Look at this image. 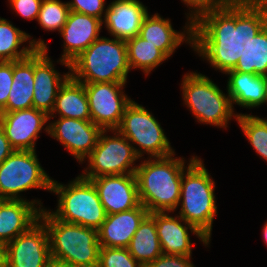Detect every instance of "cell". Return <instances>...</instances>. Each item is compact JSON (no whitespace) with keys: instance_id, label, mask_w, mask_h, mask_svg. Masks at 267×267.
<instances>
[{"instance_id":"1","label":"cell","mask_w":267,"mask_h":267,"mask_svg":"<svg viewBox=\"0 0 267 267\" xmlns=\"http://www.w3.org/2000/svg\"><path fill=\"white\" fill-rule=\"evenodd\" d=\"M267 25V9L260 3L235 9H212L193 21L192 48L212 68L233 70L250 40Z\"/></svg>"},{"instance_id":"2","label":"cell","mask_w":267,"mask_h":267,"mask_svg":"<svg viewBox=\"0 0 267 267\" xmlns=\"http://www.w3.org/2000/svg\"><path fill=\"white\" fill-rule=\"evenodd\" d=\"M174 155L154 158L148 156L136 168L139 201L149 214L177 211L182 174L197 156H192L187 163L184 158Z\"/></svg>"},{"instance_id":"3","label":"cell","mask_w":267,"mask_h":267,"mask_svg":"<svg viewBox=\"0 0 267 267\" xmlns=\"http://www.w3.org/2000/svg\"><path fill=\"white\" fill-rule=\"evenodd\" d=\"M39 220L47 229L52 259L73 267H98V230L60 221L46 208L41 210Z\"/></svg>"},{"instance_id":"4","label":"cell","mask_w":267,"mask_h":267,"mask_svg":"<svg viewBox=\"0 0 267 267\" xmlns=\"http://www.w3.org/2000/svg\"><path fill=\"white\" fill-rule=\"evenodd\" d=\"M126 40L99 37L70 63V75L80 83L127 82L130 72Z\"/></svg>"},{"instance_id":"5","label":"cell","mask_w":267,"mask_h":267,"mask_svg":"<svg viewBox=\"0 0 267 267\" xmlns=\"http://www.w3.org/2000/svg\"><path fill=\"white\" fill-rule=\"evenodd\" d=\"M203 162L197 157L182 174L178 214L210 241L218 209L214 193L216 184Z\"/></svg>"},{"instance_id":"6","label":"cell","mask_w":267,"mask_h":267,"mask_svg":"<svg viewBox=\"0 0 267 267\" xmlns=\"http://www.w3.org/2000/svg\"><path fill=\"white\" fill-rule=\"evenodd\" d=\"M57 194V209L50 213L60 221L98 230L107 213L90 179L81 174L68 184L52 179L51 193Z\"/></svg>"},{"instance_id":"7","label":"cell","mask_w":267,"mask_h":267,"mask_svg":"<svg viewBox=\"0 0 267 267\" xmlns=\"http://www.w3.org/2000/svg\"><path fill=\"white\" fill-rule=\"evenodd\" d=\"M180 88L183 104L200 124L226 129L232 117L237 119L239 114L234 113L229 94L223 93L208 76L200 72H188L183 76Z\"/></svg>"},{"instance_id":"8","label":"cell","mask_w":267,"mask_h":267,"mask_svg":"<svg viewBox=\"0 0 267 267\" xmlns=\"http://www.w3.org/2000/svg\"><path fill=\"white\" fill-rule=\"evenodd\" d=\"M117 130L135 146L134 150L140 158L144 154L150 158L175 154L161 124L150 111L133 100L126 106Z\"/></svg>"},{"instance_id":"9","label":"cell","mask_w":267,"mask_h":267,"mask_svg":"<svg viewBox=\"0 0 267 267\" xmlns=\"http://www.w3.org/2000/svg\"><path fill=\"white\" fill-rule=\"evenodd\" d=\"M52 177L41 166L36 151L14 150L0 164V200H27L21 192H51Z\"/></svg>"},{"instance_id":"10","label":"cell","mask_w":267,"mask_h":267,"mask_svg":"<svg viewBox=\"0 0 267 267\" xmlns=\"http://www.w3.org/2000/svg\"><path fill=\"white\" fill-rule=\"evenodd\" d=\"M112 132L114 135H106ZM89 164L82 172L86 179L105 175L135 174L141 159L135 152L133 145L117 130H102L96 147L86 158ZM134 165V166H133Z\"/></svg>"},{"instance_id":"11","label":"cell","mask_w":267,"mask_h":267,"mask_svg":"<svg viewBox=\"0 0 267 267\" xmlns=\"http://www.w3.org/2000/svg\"><path fill=\"white\" fill-rule=\"evenodd\" d=\"M127 82L83 83L91 121L102 130L117 129L126 106L132 101L123 92Z\"/></svg>"},{"instance_id":"12","label":"cell","mask_w":267,"mask_h":267,"mask_svg":"<svg viewBox=\"0 0 267 267\" xmlns=\"http://www.w3.org/2000/svg\"><path fill=\"white\" fill-rule=\"evenodd\" d=\"M48 122L50 120L46 112L30 108L1 112L0 126L14 150L36 151L35 144L42 129L49 134Z\"/></svg>"},{"instance_id":"13","label":"cell","mask_w":267,"mask_h":267,"mask_svg":"<svg viewBox=\"0 0 267 267\" xmlns=\"http://www.w3.org/2000/svg\"><path fill=\"white\" fill-rule=\"evenodd\" d=\"M101 131L91 120L58 117L49 122V135L81 164L96 147Z\"/></svg>"},{"instance_id":"14","label":"cell","mask_w":267,"mask_h":267,"mask_svg":"<svg viewBox=\"0 0 267 267\" xmlns=\"http://www.w3.org/2000/svg\"><path fill=\"white\" fill-rule=\"evenodd\" d=\"M8 267H45L51 259L49 237L39 220L25 233L6 244Z\"/></svg>"},{"instance_id":"15","label":"cell","mask_w":267,"mask_h":267,"mask_svg":"<svg viewBox=\"0 0 267 267\" xmlns=\"http://www.w3.org/2000/svg\"><path fill=\"white\" fill-rule=\"evenodd\" d=\"M170 212H153L149 215L155 220L157 235L163 254L192 256L193 243L190 240V230L204 246L210 241L192 224L187 223L181 216H170Z\"/></svg>"},{"instance_id":"16","label":"cell","mask_w":267,"mask_h":267,"mask_svg":"<svg viewBox=\"0 0 267 267\" xmlns=\"http://www.w3.org/2000/svg\"><path fill=\"white\" fill-rule=\"evenodd\" d=\"M102 21L96 17L70 11L59 32L64 39L63 54L57 62L70 70V63L100 36Z\"/></svg>"},{"instance_id":"17","label":"cell","mask_w":267,"mask_h":267,"mask_svg":"<svg viewBox=\"0 0 267 267\" xmlns=\"http://www.w3.org/2000/svg\"><path fill=\"white\" fill-rule=\"evenodd\" d=\"M90 180L107 215L128 211L140 204L135 174L105 175Z\"/></svg>"},{"instance_id":"18","label":"cell","mask_w":267,"mask_h":267,"mask_svg":"<svg viewBox=\"0 0 267 267\" xmlns=\"http://www.w3.org/2000/svg\"><path fill=\"white\" fill-rule=\"evenodd\" d=\"M48 48L34 51V92L33 108L52 112L60 87L71 76L70 70L61 75L55 68L52 59L48 57Z\"/></svg>"},{"instance_id":"19","label":"cell","mask_w":267,"mask_h":267,"mask_svg":"<svg viewBox=\"0 0 267 267\" xmlns=\"http://www.w3.org/2000/svg\"><path fill=\"white\" fill-rule=\"evenodd\" d=\"M148 9L139 0H114L106 8L102 26L117 39L127 40L139 35Z\"/></svg>"},{"instance_id":"20","label":"cell","mask_w":267,"mask_h":267,"mask_svg":"<svg viewBox=\"0 0 267 267\" xmlns=\"http://www.w3.org/2000/svg\"><path fill=\"white\" fill-rule=\"evenodd\" d=\"M43 209L40 200H0V240L7 244L28 231Z\"/></svg>"},{"instance_id":"21","label":"cell","mask_w":267,"mask_h":267,"mask_svg":"<svg viewBox=\"0 0 267 267\" xmlns=\"http://www.w3.org/2000/svg\"><path fill=\"white\" fill-rule=\"evenodd\" d=\"M183 31L173 29L171 20L161 17L158 13L145 16L139 31V36L160 49L168 58L182 44L188 43L192 47L193 21L187 19Z\"/></svg>"},{"instance_id":"22","label":"cell","mask_w":267,"mask_h":267,"mask_svg":"<svg viewBox=\"0 0 267 267\" xmlns=\"http://www.w3.org/2000/svg\"><path fill=\"white\" fill-rule=\"evenodd\" d=\"M149 214L141 203L128 211L106 216L98 229V241L101 247L127 248L139 224Z\"/></svg>"},{"instance_id":"23","label":"cell","mask_w":267,"mask_h":267,"mask_svg":"<svg viewBox=\"0 0 267 267\" xmlns=\"http://www.w3.org/2000/svg\"><path fill=\"white\" fill-rule=\"evenodd\" d=\"M232 105L253 109L267 104V76L229 70L225 73Z\"/></svg>"},{"instance_id":"24","label":"cell","mask_w":267,"mask_h":267,"mask_svg":"<svg viewBox=\"0 0 267 267\" xmlns=\"http://www.w3.org/2000/svg\"><path fill=\"white\" fill-rule=\"evenodd\" d=\"M34 52L25 59L13 61V83L6 106L1 112L33 108Z\"/></svg>"},{"instance_id":"25","label":"cell","mask_w":267,"mask_h":267,"mask_svg":"<svg viewBox=\"0 0 267 267\" xmlns=\"http://www.w3.org/2000/svg\"><path fill=\"white\" fill-rule=\"evenodd\" d=\"M91 120L88 98L83 83L71 76L60 87L49 120L56 117Z\"/></svg>"},{"instance_id":"26","label":"cell","mask_w":267,"mask_h":267,"mask_svg":"<svg viewBox=\"0 0 267 267\" xmlns=\"http://www.w3.org/2000/svg\"><path fill=\"white\" fill-rule=\"evenodd\" d=\"M31 38L33 37L16 28L12 22L0 17V61H19L30 56L36 49L48 46L41 38ZM27 41L29 44L21 47Z\"/></svg>"},{"instance_id":"27","label":"cell","mask_w":267,"mask_h":267,"mask_svg":"<svg viewBox=\"0 0 267 267\" xmlns=\"http://www.w3.org/2000/svg\"><path fill=\"white\" fill-rule=\"evenodd\" d=\"M127 249L143 267L163 253L155 220L149 214L139 224Z\"/></svg>"},{"instance_id":"28","label":"cell","mask_w":267,"mask_h":267,"mask_svg":"<svg viewBox=\"0 0 267 267\" xmlns=\"http://www.w3.org/2000/svg\"><path fill=\"white\" fill-rule=\"evenodd\" d=\"M127 59L130 70L140 69L148 76L153 69H156L168 57L155 45L139 35L126 40Z\"/></svg>"},{"instance_id":"29","label":"cell","mask_w":267,"mask_h":267,"mask_svg":"<svg viewBox=\"0 0 267 267\" xmlns=\"http://www.w3.org/2000/svg\"><path fill=\"white\" fill-rule=\"evenodd\" d=\"M233 71L267 76V25L250 40Z\"/></svg>"},{"instance_id":"30","label":"cell","mask_w":267,"mask_h":267,"mask_svg":"<svg viewBox=\"0 0 267 267\" xmlns=\"http://www.w3.org/2000/svg\"><path fill=\"white\" fill-rule=\"evenodd\" d=\"M236 121L255 152L267 162V119L239 113Z\"/></svg>"},{"instance_id":"31","label":"cell","mask_w":267,"mask_h":267,"mask_svg":"<svg viewBox=\"0 0 267 267\" xmlns=\"http://www.w3.org/2000/svg\"><path fill=\"white\" fill-rule=\"evenodd\" d=\"M70 8L61 0H42L37 22L45 31H58L67 21Z\"/></svg>"},{"instance_id":"32","label":"cell","mask_w":267,"mask_h":267,"mask_svg":"<svg viewBox=\"0 0 267 267\" xmlns=\"http://www.w3.org/2000/svg\"><path fill=\"white\" fill-rule=\"evenodd\" d=\"M98 267H143L127 248L101 247Z\"/></svg>"},{"instance_id":"33","label":"cell","mask_w":267,"mask_h":267,"mask_svg":"<svg viewBox=\"0 0 267 267\" xmlns=\"http://www.w3.org/2000/svg\"><path fill=\"white\" fill-rule=\"evenodd\" d=\"M70 11L96 17L101 21L106 12L105 0H71L66 2Z\"/></svg>"},{"instance_id":"34","label":"cell","mask_w":267,"mask_h":267,"mask_svg":"<svg viewBox=\"0 0 267 267\" xmlns=\"http://www.w3.org/2000/svg\"><path fill=\"white\" fill-rule=\"evenodd\" d=\"M13 83V61H0V111L6 106Z\"/></svg>"},{"instance_id":"35","label":"cell","mask_w":267,"mask_h":267,"mask_svg":"<svg viewBox=\"0 0 267 267\" xmlns=\"http://www.w3.org/2000/svg\"><path fill=\"white\" fill-rule=\"evenodd\" d=\"M17 15L19 14L27 20H33L38 17L42 0H8Z\"/></svg>"},{"instance_id":"36","label":"cell","mask_w":267,"mask_h":267,"mask_svg":"<svg viewBox=\"0 0 267 267\" xmlns=\"http://www.w3.org/2000/svg\"><path fill=\"white\" fill-rule=\"evenodd\" d=\"M191 257L161 254L146 267H196L190 260Z\"/></svg>"},{"instance_id":"37","label":"cell","mask_w":267,"mask_h":267,"mask_svg":"<svg viewBox=\"0 0 267 267\" xmlns=\"http://www.w3.org/2000/svg\"><path fill=\"white\" fill-rule=\"evenodd\" d=\"M261 3V0H211L212 9H235L255 6Z\"/></svg>"},{"instance_id":"38","label":"cell","mask_w":267,"mask_h":267,"mask_svg":"<svg viewBox=\"0 0 267 267\" xmlns=\"http://www.w3.org/2000/svg\"><path fill=\"white\" fill-rule=\"evenodd\" d=\"M187 5L189 13L187 19L194 21L201 13L211 10V0H181Z\"/></svg>"},{"instance_id":"39","label":"cell","mask_w":267,"mask_h":267,"mask_svg":"<svg viewBox=\"0 0 267 267\" xmlns=\"http://www.w3.org/2000/svg\"><path fill=\"white\" fill-rule=\"evenodd\" d=\"M14 151L0 126V164Z\"/></svg>"},{"instance_id":"40","label":"cell","mask_w":267,"mask_h":267,"mask_svg":"<svg viewBox=\"0 0 267 267\" xmlns=\"http://www.w3.org/2000/svg\"><path fill=\"white\" fill-rule=\"evenodd\" d=\"M0 267H8L6 243H0Z\"/></svg>"},{"instance_id":"41","label":"cell","mask_w":267,"mask_h":267,"mask_svg":"<svg viewBox=\"0 0 267 267\" xmlns=\"http://www.w3.org/2000/svg\"><path fill=\"white\" fill-rule=\"evenodd\" d=\"M45 267H73L68 263L62 262V261H58L55 259H50L47 263Z\"/></svg>"},{"instance_id":"42","label":"cell","mask_w":267,"mask_h":267,"mask_svg":"<svg viewBox=\"0 0 267 267\" xmlns=\"http://www.w3.org/2000/svg\"><path fill=\"white\" fill-rule=\"evenodd\" d=\"M262 232H263L262 233L263 240H264L265 244L267 245V221L263 226Z\"/></svg>"},{"instance_id":"43","label":"cell","mask_w":267,"mask_h":267,"mask_svg":"<svg viewBox=\"0 0 267 267\" xmlns=\"http://www.w3.org/2000/svg\"><path fill=\"white\" fill-rule=\"evenodd\" d=\"M261 3L265 6V8L267 9V0H261Z\"/></svg>"}]
</instances>
